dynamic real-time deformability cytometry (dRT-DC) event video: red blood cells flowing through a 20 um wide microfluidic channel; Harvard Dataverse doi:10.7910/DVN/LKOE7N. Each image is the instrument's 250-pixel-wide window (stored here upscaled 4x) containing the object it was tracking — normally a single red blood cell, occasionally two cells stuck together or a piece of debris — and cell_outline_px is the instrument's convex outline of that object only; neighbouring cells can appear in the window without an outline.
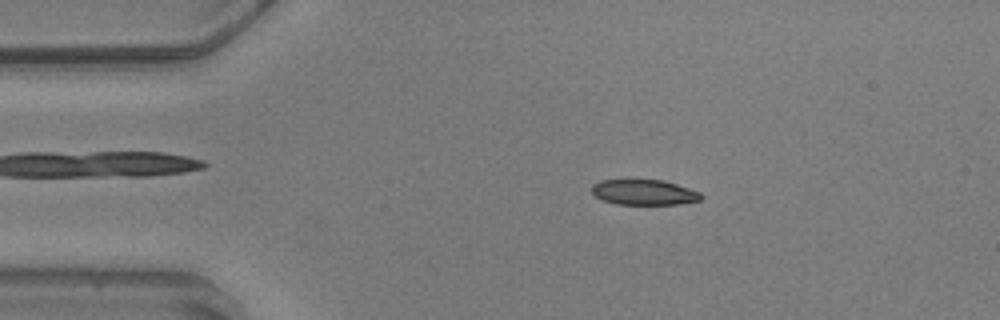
{"species": "common noctule bat (a hibernating species)", "species_latin": "Nyctalus noctula", "temperature_condition": "warm", "stored_images_in_passage": 56, "camera_frame_rate_fps": 3000, "um_per_image_px": 0.085, "animal": {"sex": "male", "body_mass_g": 20.5, "forearm_length_mm": 52.5}, "frame": {"image": 1, "passage_image": 10, "time_ms": 3.0, "image_size_px": [1000, 320], "cell_outline_px": [[704, 196], [700, 200], [680, 204], [616, 204], [604, 200], [596, 196], [592, 192], [592, 184], [600, 180], [664, 180], [700, 192]], "centroid_in_image_um": [54.76, 16.34], "position_along_channel_um": 30.2, "area_um2": 16.07}}
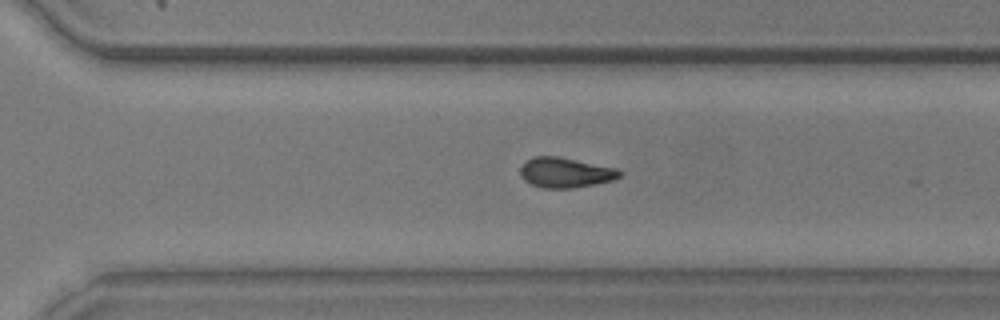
{"frame": {"image": 2, "passage_image": 38, "time_ms": 12.333, "image_size_px": [1000, 320], "cell_outline_px": [[624, 172], [620, 176], [612, 180], [572, 188], [544, 188], [532, 184], [524, 180], [520, 176], [520, 168], [528, 160], [536, 156], [556, 156], [616, 168]], "centroid_in_image_um": [48.05, 14.67], "position_along_channel_um": 322.5, "area_um2": 17.11}}
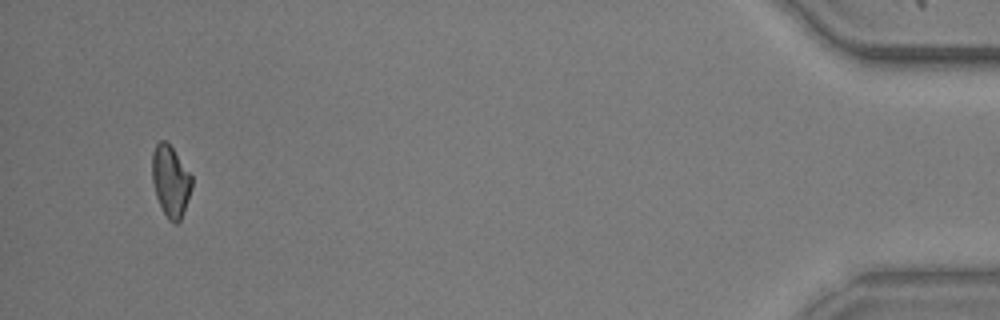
{"frame": {"image": 3, "passage_image": 53, "time_ms": 17.333, "image_size_px": [1000, 320], "cell_outline_px": [[192, 188], [184, 212], [180, 220], [176, 224], [168, 220], [156, 196], [152, 180], [152, 152], [156, 144], [160, 140], [164, 140], [172, 148], [192, 176]], "centroid_in_image_um": [14.5, 15.41], "position_along_channel_um": 420.7, "area_um2": 16.36}, "authors_computed_cell_mechanics": {"area_um2": 17.5134, "velocity_mm_per_s": 3.6008, "shape_relaxation_time_tau1_ms": 4.4256, "shape_relaxation_time_tau2_ms": 3.7485, "deformation_change_tau1": 0.1348, "deformation_change_tau2": 0.0787}}